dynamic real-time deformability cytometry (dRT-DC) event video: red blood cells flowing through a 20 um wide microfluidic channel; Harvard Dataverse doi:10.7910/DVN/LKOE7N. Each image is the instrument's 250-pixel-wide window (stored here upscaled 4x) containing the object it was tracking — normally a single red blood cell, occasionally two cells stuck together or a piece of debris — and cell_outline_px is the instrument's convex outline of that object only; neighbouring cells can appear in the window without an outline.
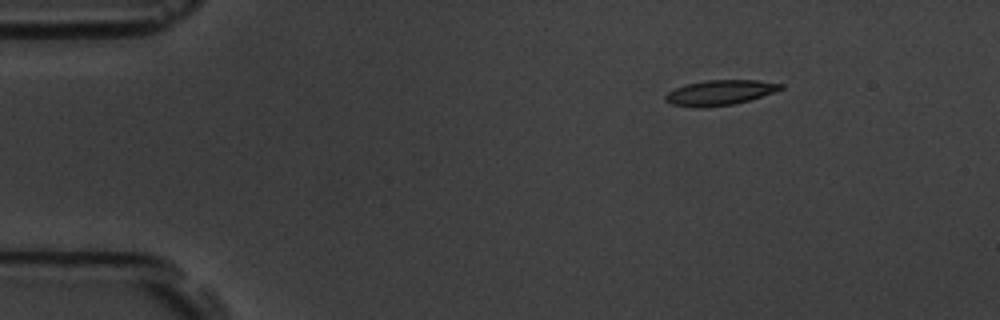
{"species": "common noctule bat (a hibernating species)", "species_latin": "Nyctalus noctula", "temperature_condition": "room temperature", "stored_images_in_passage": 50, "camera_frame_rate_fps": 3000, "um_per_image_px": 0.085, "animal": {"sex": "male", "body_mass_g": 19.5, "forearm_length_mm": 54.6}, "frame": {"image": 1, "passage_image": 1, "time_ms": 0.0, "image_size_px": [1000, 320], "cell_outline_px": [[784, 88], [748, 100], [732, 104], [700, 108], [672, 104], [664, 100], [664, 96], [668, 92], [684, 84], [708, 80], [756, 80], [784, 84]], "centroid_in_image_um": [61.15, 7.86], "position_along_channel_um": 23.8, "area_um2": 16.65}}
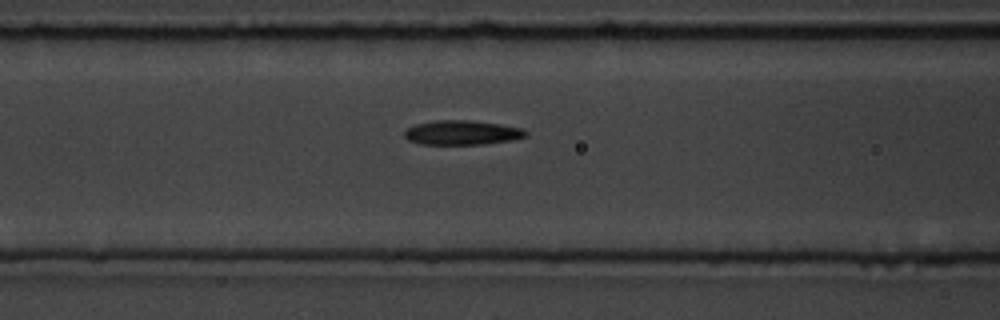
{"frame": {"image": 2, "passage_image": 16, "time_ms": 5.0, "image_size_px": [1000, 320], "cell_outline_px": [[528, 136], [508, 140], [480, 144], [420, 144], [408, 140], [404, 136], [404, 132], [408, 128], [416, 124], [436, 120], [468, 120], [500, 124], [524, 128], [528, 132]], "centroid_in_image_um": [39.27, 11.26], "position_along_channel_um": 127.3, "area_um2": 17.17}}
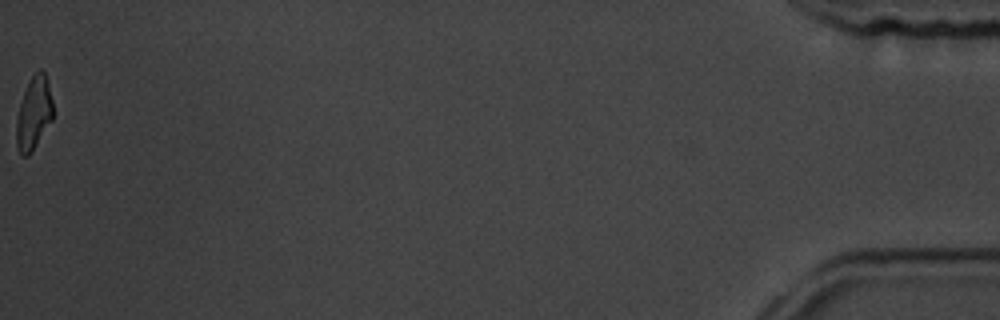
{"frame": {"image": 3, "passage_image": 50, "time_ms": 16.333, "image_size_px": [1000, 320], "cell_outline_px": [[52, 120], [28, 156], [20, 156], [16, 148], [16, 120], [20, 104], [24, 92], [32, 76], [40, 68], [44, 72], [48, 84], [52, 100]], "centroid_in_image_um": [2.85, 9.66], "position_along_channel_um": 432.4, "area_um2": 15.32}, "authors_computed_cell_mechanics": {"area_um2": 16.8776, "velocity_mm_per_s": 3.5893, "shape_relaxation_time_tau1_ms": 3.5877, "shape_relaxation_time_tau2_ms": 2.8385, "deformation_change_tau1": 0.1576, "deformation_change_tau2": 0.1263}}